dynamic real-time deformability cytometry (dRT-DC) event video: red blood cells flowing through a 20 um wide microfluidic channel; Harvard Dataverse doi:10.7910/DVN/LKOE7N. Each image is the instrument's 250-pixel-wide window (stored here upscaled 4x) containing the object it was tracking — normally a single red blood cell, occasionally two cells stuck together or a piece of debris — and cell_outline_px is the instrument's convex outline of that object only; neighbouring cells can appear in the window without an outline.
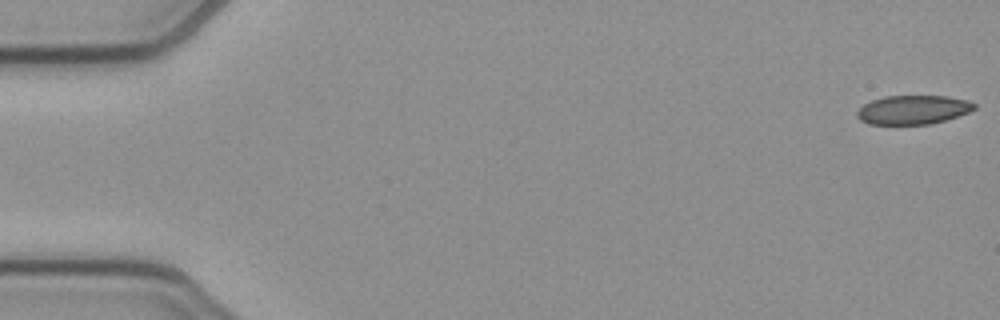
{"species": "common noctule bat (a hibernating species)", "species_latin": "Nyctalus noctula", "temperature_condition": "cold", "stored_images_in_passage": 52, "camera_frame_rate_fps": 3000, "um_per_image_px": 0.085, "animal": {"sex": "female", "body_mass_g": 21.9}, "frame": {"image": 1, "passage_image": 1, "time_ms": 0.0, "image_size_px": [1000, 320], "cell_outline_px": [[976, 108], [968, 112], [944, 120], [928, 124], [868, 124], [860, 120], [856, 116], [856, 112], [864, 104], [872, 100], [884, 96], [948, 96], [968, 100], [976, 104]], "centroid_in_image_um": [77.59, 9.32], "position_along_channel_um": 7.4, "area_um2": 19.71}}
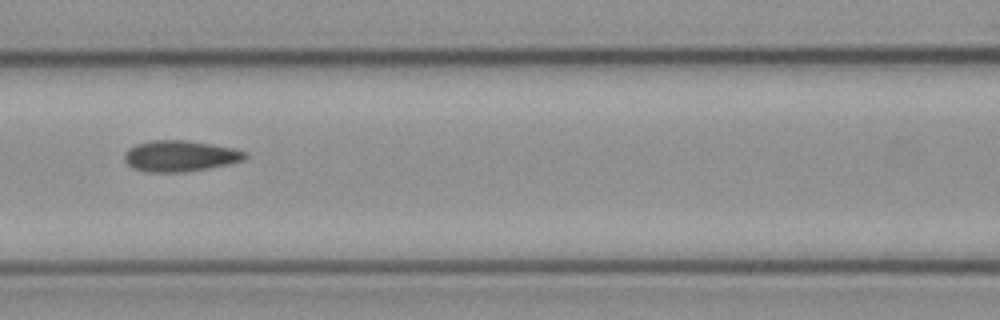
{"frame": {"image": 2, "passage_image": 23, "time_ms": 7.333, "image_size_px": [1000, 320], "cell_outline_px": [[248, 156], [244, 160], [228, 164], [208, 168], [184, 172], [144, 172], [132, 168], [124, 160], [124, 156], [128, 148], [136, 144], [152, 140], [188, 140], [212, 144], [232, 148], [248, 152]], "centroid_in_image_um": [15.3, 13.26], "position_along_channel_um": 151.3, "area_um2": 21.96}}
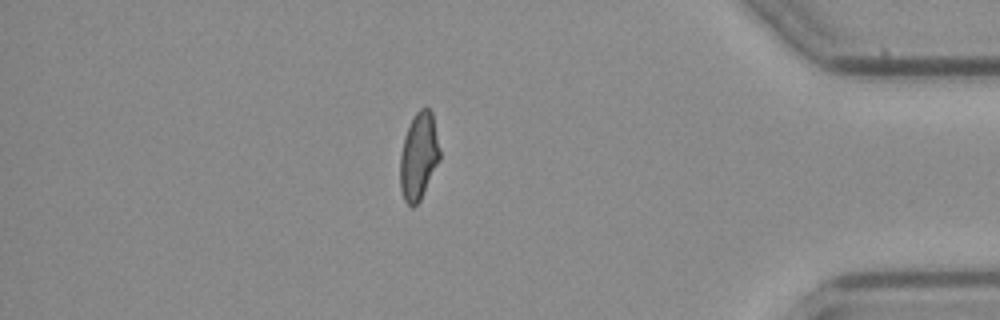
{"frame": {"image": 3, "passage_image": 45, "time_ms": 14.667, "image_size_px": [1000, 320], "cell_outline_px": [[440, 160], [420, 200], [412, 208], [404, 200], [400, 188], [400, 152], [404, 136], [416, 112], [420, 108], [428, 108], [432, 112], [440, 148]], "centroid_in_image_um": [35.59, 13.29], "position_along_channel_um": 399.6, "area_um2": 20.17}, "authors_computed_cell_mechanics": {"area_um2": 21.1548, "velocity_mm_per_s": 3.9183, "shape_relaxation_time_tau1_ms": 7.2438, "shape_relaxation_time_tau2_ms": 1.9717, "deformation_change_tau1": 0.1449, "deformation_change_tau2": 0.0694}}